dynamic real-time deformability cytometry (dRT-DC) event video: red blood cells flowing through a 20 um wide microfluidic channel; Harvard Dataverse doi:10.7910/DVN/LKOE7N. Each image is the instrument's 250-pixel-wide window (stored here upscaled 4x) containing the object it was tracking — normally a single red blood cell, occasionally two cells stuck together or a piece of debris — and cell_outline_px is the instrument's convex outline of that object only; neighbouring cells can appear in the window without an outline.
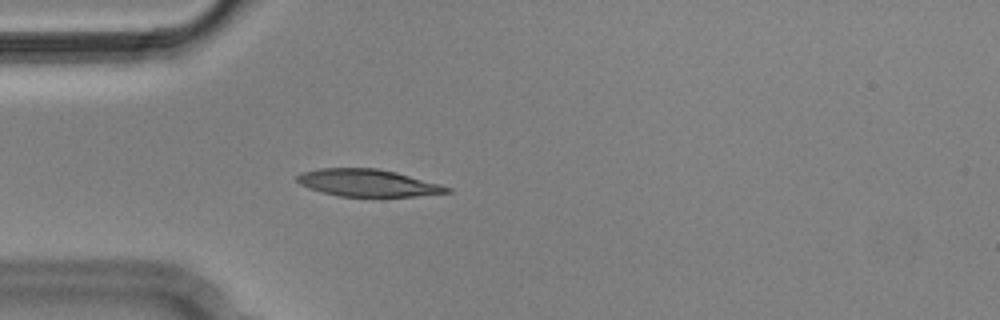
{"species": "Egyptian fruit bat (a non-hibernating species)", "species_latin": "Rousettus aegyptiacus", "temperature_condition": "cold", "stored_images_in_passage": 3, "camera_frame_rate_fps": 3000, "um_per_image_px": 0.085, "animal": {"sex": "male"}, "frame": {"image": 1, "passage_image": 3, "time_ms": 0.667, "image_size_px": [1000, 320], "cell_outline_px": [[452, 192], [416, 196], [340, 196], [308, 188], [300, 184], [296, 180], [296, 176], [304, 172], [320, 168], [376, 168], [396, 172], [440, 184], [452, 188]], "centroid_in_image_um": [31.28, 15.54], "position_along_channel_um": 53.7, "area_um2": 23.52}}